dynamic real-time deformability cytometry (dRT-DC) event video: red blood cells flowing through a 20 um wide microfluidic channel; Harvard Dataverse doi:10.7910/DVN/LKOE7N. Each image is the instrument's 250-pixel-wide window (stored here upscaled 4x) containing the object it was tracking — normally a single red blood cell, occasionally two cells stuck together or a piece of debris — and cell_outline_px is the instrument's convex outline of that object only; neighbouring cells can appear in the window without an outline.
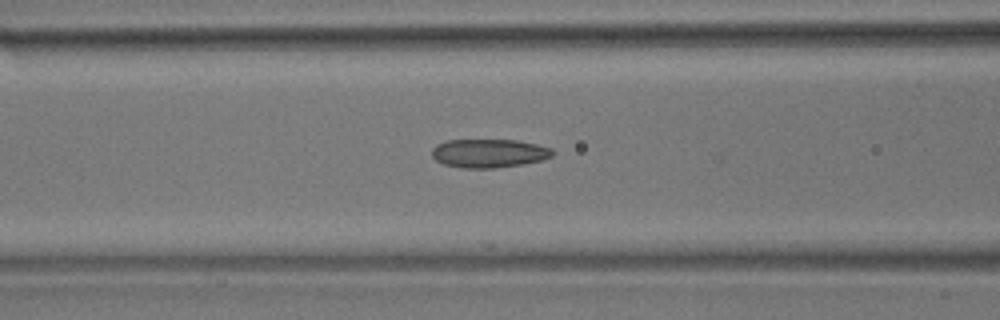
{"species": "common noctule bat (a hibernating species)", "species_latin": "Nyctalus noctula", "temperature_condition": "room temperature", "stored_images_in_passage": 22, "camera_frame_rate_fps": 3000, "um_per_image_px": 0.085, "animal": {"sex": "male", "body_mass_g": 17.9}, "frame": {"image": 1, "passage_image": 21, "time_ms": 6.667, "image_size_px": [1000, 320], "cell_outline_px": [[556, 152], [552, 156], [540, 160], [524, 164], [496, 168], [460, 168], [444, 164], [436, 160], [432, 156], [432, 148], [436, 144], [444, 140], [516, 140], [536, 144], [552, 148]], "centroid_in_image_um": [41.55, 13.03], "position_along_channel_um": 125.0, "area_um2": 20.29}}